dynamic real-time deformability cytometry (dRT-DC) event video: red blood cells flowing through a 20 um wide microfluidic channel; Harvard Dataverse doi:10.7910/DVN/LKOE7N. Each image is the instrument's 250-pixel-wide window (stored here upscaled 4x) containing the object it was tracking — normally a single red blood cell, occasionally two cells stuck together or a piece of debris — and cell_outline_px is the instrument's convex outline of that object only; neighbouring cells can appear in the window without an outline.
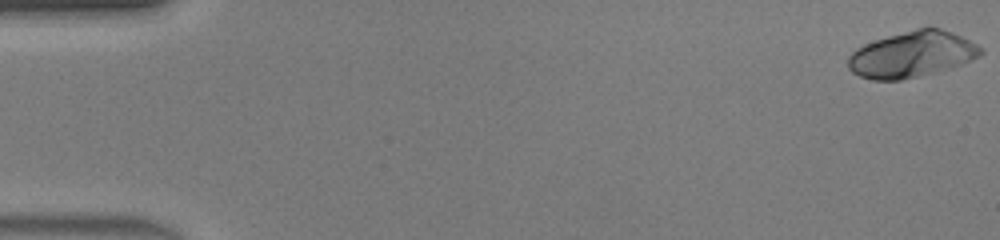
{"species": "human", "species_latin": "Homo sapiens", "temperature_condition": "warm", "stored_images_in_passage": 46, "camera_frame_rate_fps": 3000, "um_per_image_px": 0.085, "donor": {"sex": "male"}, "frame": {"image": 1, "passage_image": 1, "time_ms": 0.0, "image_size_px": [1000, 240], "cell_outline_px": [[984, 52], [980, 56], [960, 64], [936, 72], [900, 80], [872, 80], [860, 76], [852, 72], [848, 68], [848, 56], [856, 48], [864, 44], [888, 36], [928, 24], [952, 32], [984, 48]], "centroid_in_image_um": [77.52, 4.6], "position_along_channel_um": 7.5, "area_um2": 35.66}}
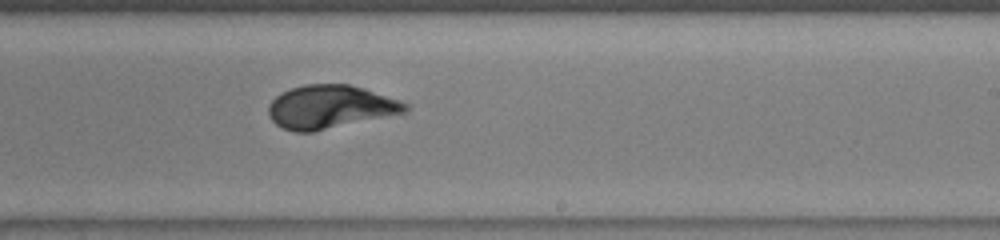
{"frame": {"image": 2, "passage_image": 29, "time_ms": 9.333, "image_size_px": [1000, 240], "cell_outline_px": [[408, 112], [312, 132], [296, 132], [284, 128], [276, 124], [268, 116], [268, 104], [276, 96], [292, 88], [304, 84], [348, 84], [364, 88], [400, 100], [408, 104]], "centroid_in_image_um": [28.07, 9.09], "position_along_channel_um": 260.9, "area_um2": 34.51}}
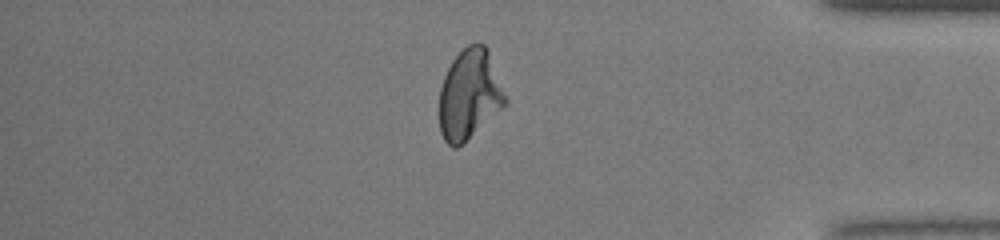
{"frame": {"image": 3, "passage_image": 40, "time_ms": 13.0, "image_size_px": [1000, 240], "cell_outline_px": [[508, 104], [464, 144], [456, 148], [452, 148], [444, 140], [440, 132], [440, 88], [444, 76], [452, 60], [468, 44], [484, 44], [488, 48], [508, 96]], "centroid_in_image_um": [39.95, 8.06], "position_along_channel_um": 395.3, "area_um2": 35.26}, "authors_computed_cell_mechanics": {"area_um2": 34.5933, "velocity_mm_per_s": 4.4414, "shape_relaxation_time_tau1_ms": 3.8313, "shape_relaxation_time_tau2_ms": 0.9284, "deformation_change_tau1": 0.1904, "deformation_change_tau2": 0.0408}}